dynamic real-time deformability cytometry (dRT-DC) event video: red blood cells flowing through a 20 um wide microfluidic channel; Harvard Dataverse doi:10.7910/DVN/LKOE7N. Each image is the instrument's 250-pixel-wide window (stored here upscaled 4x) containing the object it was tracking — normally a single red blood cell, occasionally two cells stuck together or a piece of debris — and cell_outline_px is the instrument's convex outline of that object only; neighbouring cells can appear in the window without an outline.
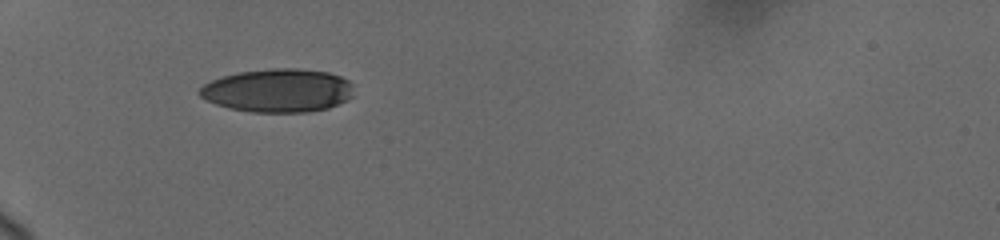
{"species": "human", "species_latin": "Homo sapiens", "temperature_condition": "cold", "stored_images_in_passage": 48, "camera_frame_rate_fps": 3000, "um_per_image_px": 0.085, "donor": {"sex": "female"}, "frame": {"image": 1, "passage_image": 1, "time_ms": 0.0, "image_size_px": [1000, 240], "cell_outline_px": [[352, 96], [348, 100], [328, 108], [308, 112], [252, 112], [228, 108], [216, 104], [200, 96], [196, 92], [204, 84], [212, 80], [224, 76], [240, 72], [272, 68], [296, 68], [328, 72], [340, 76], [348, 80], [352, 84]], "centroid_in_image_um": [23.64, 7.69], "position_along_channel_um": 61.4, "area_um2": 39.02}}
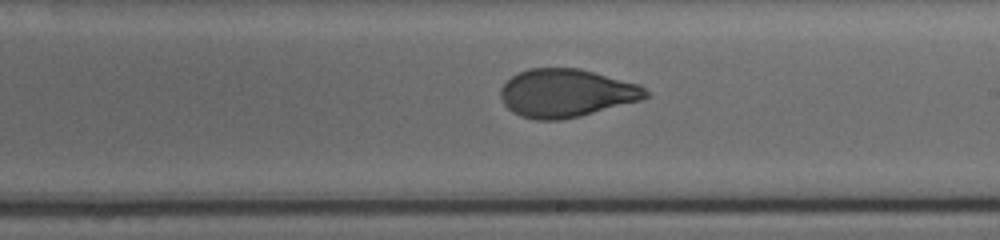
{"frame": {"image": 2, "passage_image": 17, "time_ms": 5.333, "image_size_px": [1000, 240], "cell_outline_px": [[652, 96], [640, 100], [580, 116], [560, 120], [536, 120], [520, 116], [512, 112], [504, 104], [500, 96], [500, 88], [512, 76], [528, 68], [580, 68], [640, 84]], "centroid_in_image_um": [48.14, 7.91], "position_along_channel_um": 240.9, "area_um2": 40.81}}
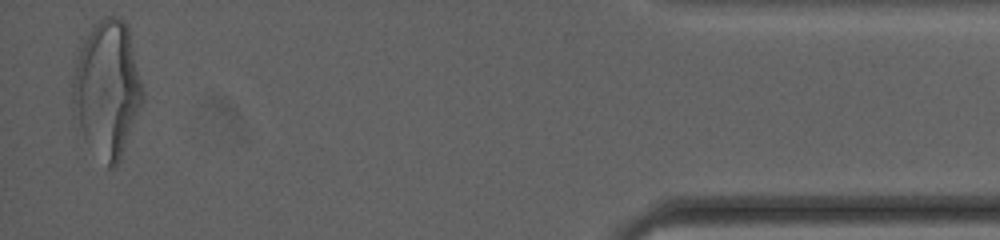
{"frame": {"image": 3, "passage_image": 45, "time_ms": 12.0, "image_size_px": [1000, 240], "cell_outline_px": [[144, 100], [120, 160], [112, 168], [108, 168], [72, 120], [72, 80], [76, 64], [84, 40], [92, 24], [104, 16], [120, 16], [128, 24], [144, 92]], "centroid_in_image_um": [9.11, 7.52], "position_along_channel_um": 426.1, "area_um2": 55.95}, "authors_computed_cell_mechanics": {"area_um2": 42.4541, "velocity_mm_per_s": 3.6792, "shape_relaxation_time_tau1_ms": 4.1491, "shape_relaxation_time_tau2_ms": 1.0198, "deformation_change_tau1": 0.1722, "deformation_change_tau2": 0.0661}}